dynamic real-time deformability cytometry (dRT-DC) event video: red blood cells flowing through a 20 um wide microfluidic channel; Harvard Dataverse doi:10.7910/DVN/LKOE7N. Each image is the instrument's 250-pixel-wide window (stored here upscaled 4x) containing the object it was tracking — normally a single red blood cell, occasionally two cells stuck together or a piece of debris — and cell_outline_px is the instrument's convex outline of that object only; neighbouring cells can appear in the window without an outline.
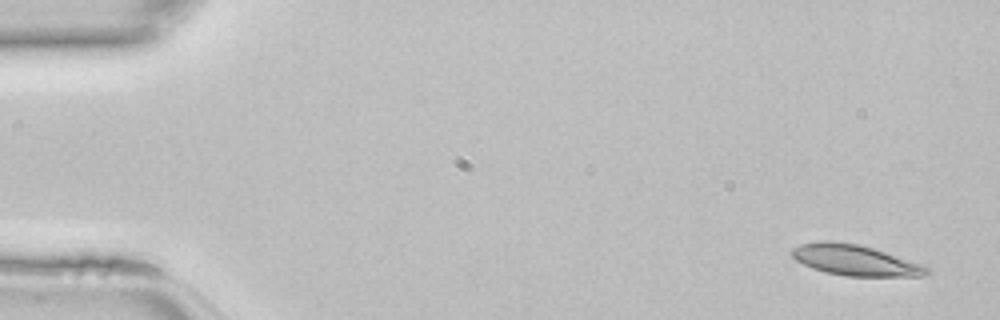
{"species": "common noctule bat (a hibernating species)", "species_latin": "Nyctalus noctula", "temperature_condition": "room temperature", "stored_images_in_passage": 45, "camera_frame_rate_fps": 3000, "um_per_image_px": 0.085, "animal": {"sex": "female", "body_mass_g": 22.7, "forearm_length_mm": 54.2}, "frame": {"image": 1, "passage_image": 1, "time_ms": 0.0, "image_size_px": [1000, 320], "cell_outline_px": [[932, 272], [920, 276], [844, 276], [824, 272], [812, 268], [796, 260], [792, 256], [792, 248], [800, 244], [820, 240], [828, 240], [860, 244], [924, 264]], "centroid_in_image_um": [72.68, 22.11], "position_along_channel_um": 12.3, "area_um2": 24.33}}
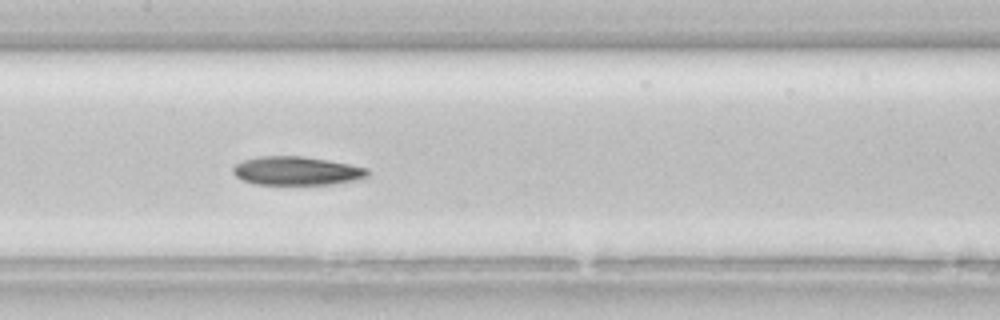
{"frame": {"image": 2, "passage_image": 21, "time_ms": 6.667, "image_size_px": [1000, 320], "cell_outline_px": [[368, 176], [356, 180], [332, 184], [256, 184], [244, 180], [236, 176], [232, 172], [232, 168], [236, 164], [244, 160], [256, 156], [304, 156], [328, 160], [368, 168]], "centroid_in_image_um": [25.21, 14.51], "position_along_channel_um": 182.2, "area_um2": 22.37}}
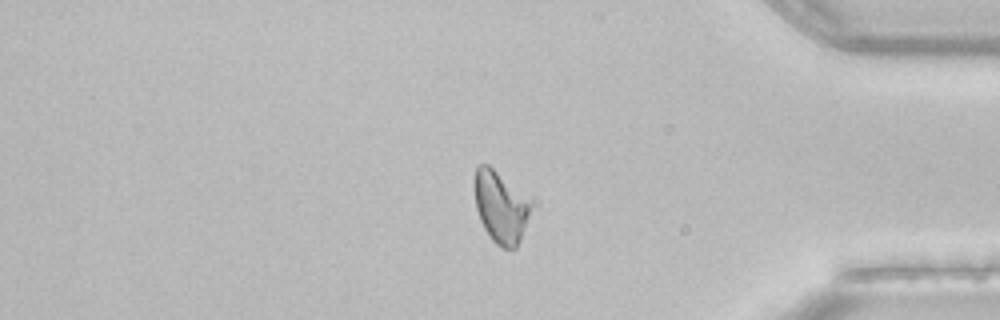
{"frame": {"image": 3, "passage_image": 37, "time_ms": 12.0, "image_size_px": [1000, 320], "cell_outline_px": [[528, 216], [520, 240], [516, 248], [512, 252], [496, 244], [492, 240], [484, 228], [480, 220], [476, 208], [472, 188], [472, 180], [476, 168], [480, 164], [488, 164], [528, 204]], "centroid_in_image_um": [42.42, 17.65], "position_along_channel_um": 392.8, "area_um2": 22.54}}